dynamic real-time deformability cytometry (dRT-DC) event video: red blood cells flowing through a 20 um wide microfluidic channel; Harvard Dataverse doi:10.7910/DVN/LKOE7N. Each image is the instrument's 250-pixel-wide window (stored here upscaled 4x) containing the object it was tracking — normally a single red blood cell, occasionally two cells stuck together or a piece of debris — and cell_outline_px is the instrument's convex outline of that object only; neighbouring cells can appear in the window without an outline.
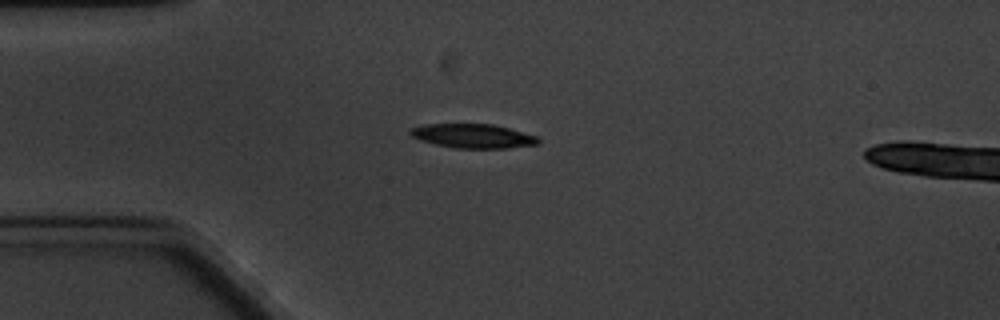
{"species": "common noctule bat (a hibernating species)", "species_latin": "Nyctalus noctula", "temperature_condition": "cold", "stored_images_in_passage": 5, "camera_frame_rate_fps": 3000, "um_per_image_px": 0.085, "animal": {"sex": "male", "body_mass_g": 20.1, "forearm_length_mm": 53.5}, "frame": {"image": 1, "passage_image": 2, "time_ms": 1.333, "image_size_px": [1000, 320], "cell_outline_px": [[540, 144], [508, 148], [456, 148], [436, 144], [420, 140], [412, 136], [408, 132], [412, 128], [428, 124], [492, 124], [508, 128], [536, 136], [540, 140]], "centroid_in_image_um": [40.22, 11.56], "position_along_channel_um": 44.8, "area_um2": 17.8}}
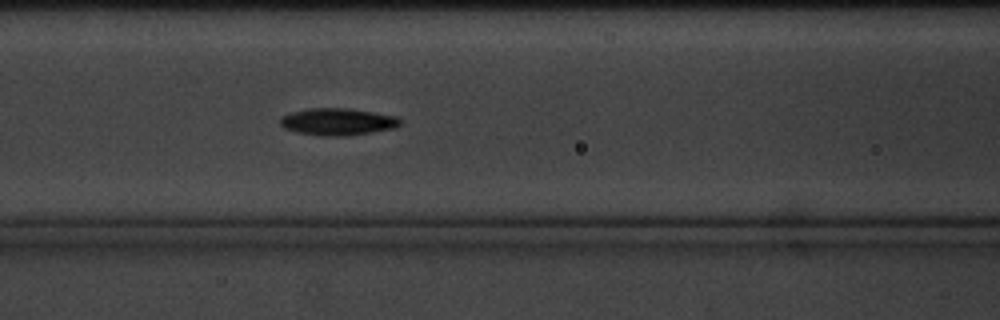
{"frame": {"image": 2, "passage_image": 5, "time_ms": 4.667, "image_size_px": [1000, 320], "cell_outline_px": [[400, 124], [392, 128], [348, 136], [320, 136], [296, 132], [284, 128], [280, 124], [280, 116], [292, 112], [308, 108], [344, 108], [372, 112], [396, 116], [400, 120]], "centroid_in_image_um": [28.63, 10.35], "position_along_channel_um": 138.0, "area_um2": 18.79}}